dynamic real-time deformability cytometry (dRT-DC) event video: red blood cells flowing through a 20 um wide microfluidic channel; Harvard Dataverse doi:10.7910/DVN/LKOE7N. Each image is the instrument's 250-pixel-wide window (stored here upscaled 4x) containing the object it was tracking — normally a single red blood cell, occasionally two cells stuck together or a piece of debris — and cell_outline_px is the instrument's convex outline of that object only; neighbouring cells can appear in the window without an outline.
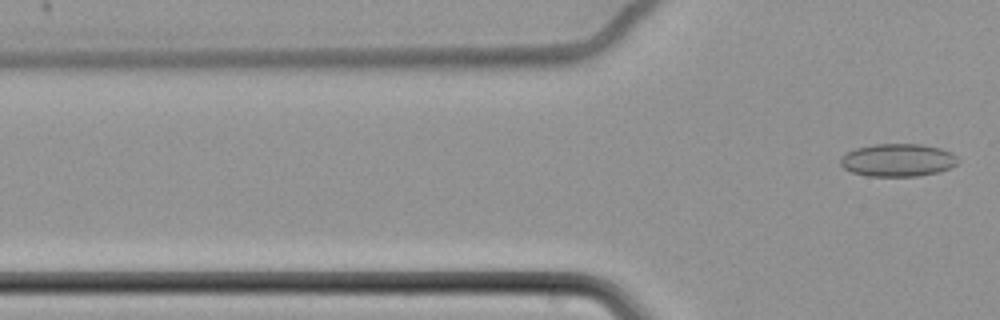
{"species": "common noctule bat (a hibernating species)", "species_latin": "Nyctalus noctula", "temperature_condition": "cold", "stored_images_in_passage": 7, "segment_of_instrument_passage": [2, 2], "camera_frame_rate_fps": 3000, "um_per_image_px": 0.085, "animal": {"sex": "female", "body_mass_g": 22.7, "forearm_length_mm": 54.2}, "frame": {"image": 1, "passage_image": 7, "time_ms": 2.0, "image_size_px": [1000, 320], "cell_outline_px": [[960, 160], [956, 164], [948, 168], [936, 172], [916, 176], [868, 176], [852, 172], [844, 168], [840, 164], [840, 156], [856, 148], [876, 144], [920, 144], [940, 148], [952, 152]], "centroid_in_image_um": [76.3, 13.6], "position_along_channel_um": 49.5, "area_um2": 22.37}}